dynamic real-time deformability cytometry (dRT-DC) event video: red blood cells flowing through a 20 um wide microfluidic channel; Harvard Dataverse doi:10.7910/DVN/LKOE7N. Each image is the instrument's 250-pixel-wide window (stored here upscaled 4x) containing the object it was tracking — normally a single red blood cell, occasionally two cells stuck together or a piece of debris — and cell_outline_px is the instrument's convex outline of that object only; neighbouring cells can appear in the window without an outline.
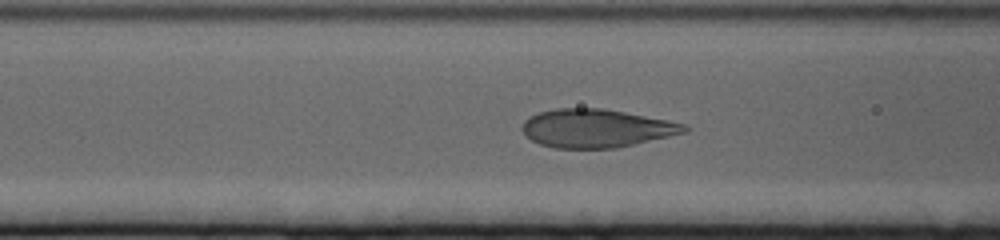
{"species": "human", "species_latin": "Homo sapiens", "temperature_condition": "cold", "stored_images_in_passage": 62, "camera_frame_rate_fps": 3000, "um_per_image_px": 0.085, "donor": {"sex": "female"}, "frame": {"image": 1, "passage_image": 25, "time_ms": 8.0, "image_size_px": [1000, 240], "cell_outline_px": [[688, 132], [616, 148], [556, 148], [540, 144], [532, 140], [520, 128], [524, 120], [540, 112], [556, 108], [600, 108], [624, 112], [668, 120], [684, 124], [688, 128]], "centroid_in_image_um": [50.68, 10.91], "position_along_channel_um": 115.9, "area_um2": 35.95}}
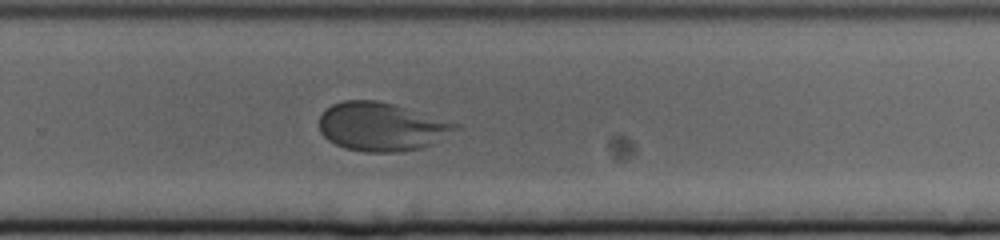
{"frame": {"image": 2, "passage_image": 42, "time_ms": 13.667, "image_size_px": [1000, 240], "cell_outline_px": [[460, 128], [432, 144], [420, 148], [400, 152], [364, 152], [344, 148], [328, 140], [320, 132], [320, 116], [324, 108], [332, 104], [344, 100], [376, 100], [396, 104], [460, 124]], "centroid_in_image_um": [32.42, 10.76], "position_along_channel_um": 297.4, "area_um2": 38.78}}
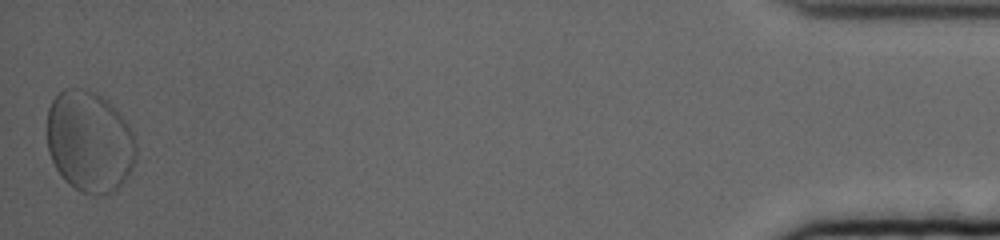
{"frame": {"image": 3, "passage_image": 62, "time_ms": 20.333, "image_size_px": [1000, 240], "cell_outline_px": [[136, 160], [128, 176], [112, 192], [104, 196], [100, 196], [80, 192], [64, 180], [56, 168], [52, 160], [48, 148], [48, 108], [52, 100], [64, 88], [84, 88], [96, 92], [112, 104], [120, 112], [128, 124], [136, 140]], "centroid_in_image_um": [7.63, 12.03], "position_along_channel_um": 427.6, "area_um2": 52.94}, "authors_computed_cell_mechanics": {"area_um2": 38.6682, "velocity_mm_per_s": 3.2158, "shape_relaxation_time_tau1_ms": 3.9726, "shape_relaxation_time_tau2_ms": null, "deformation_change_tau1": 0.1669, "deformation_change_tau2": null}}